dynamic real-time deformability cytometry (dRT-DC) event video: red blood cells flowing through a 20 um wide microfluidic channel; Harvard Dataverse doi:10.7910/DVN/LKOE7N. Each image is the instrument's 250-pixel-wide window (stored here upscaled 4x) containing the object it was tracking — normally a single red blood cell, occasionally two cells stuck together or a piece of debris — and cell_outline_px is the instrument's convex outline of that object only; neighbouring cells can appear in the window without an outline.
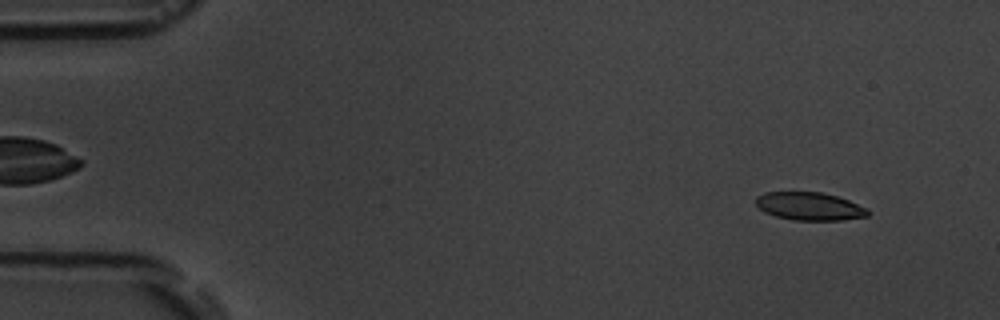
{"species": "common noctule bat (a hibernating species)", "species_latin": "Nyctalus noctula", "temperature_condition": "room temperature", "stored_images_in_passage": 4, "camera_frame_rate_fps": 3000, "um_per_image_px": 0.085, "animal": {"sex": "male", "body_mass_g": 19.5, "forearm_length_mm": 54.6}, "frame": {"image": 1, "passage_image": 1, "time_ms": 0.0, "image_size_px": [1000, 320], "cell_outline_px": [[872, 212], [868, 216], [840, 220], [792, 220], [776, 216], [764, 212], [756, 204], [756, 196], [764, 192], [820, 192], [836, 196], [848, 200], [868, 208]], "centroid_in_image_um": [68.82, 17.53], "position_along_channel_um": 16.2, "area_um2": 18.32}}
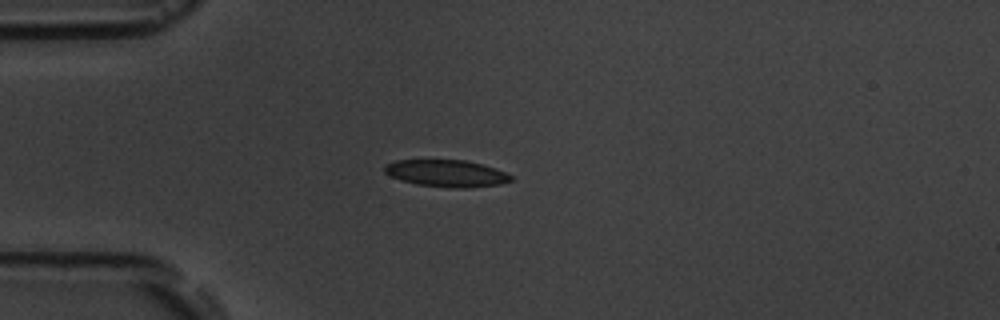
{"frame": {"image": 2, "passage_image": 4, "time_ms": 3.333, "image_size_px": [1000, 320], "cell_outline_px": [[512, 180], [500, 184], [468, 188], [448, 188], [416, 184], [400, 180], [384, 172], [384, 164], [396, 160], [464, 160], [496, 168], [512, 176]], "centroid_in_image_um": [37.93, 14.74], "position_along_channel_um": 47.1, "area_um2": 19.88}}